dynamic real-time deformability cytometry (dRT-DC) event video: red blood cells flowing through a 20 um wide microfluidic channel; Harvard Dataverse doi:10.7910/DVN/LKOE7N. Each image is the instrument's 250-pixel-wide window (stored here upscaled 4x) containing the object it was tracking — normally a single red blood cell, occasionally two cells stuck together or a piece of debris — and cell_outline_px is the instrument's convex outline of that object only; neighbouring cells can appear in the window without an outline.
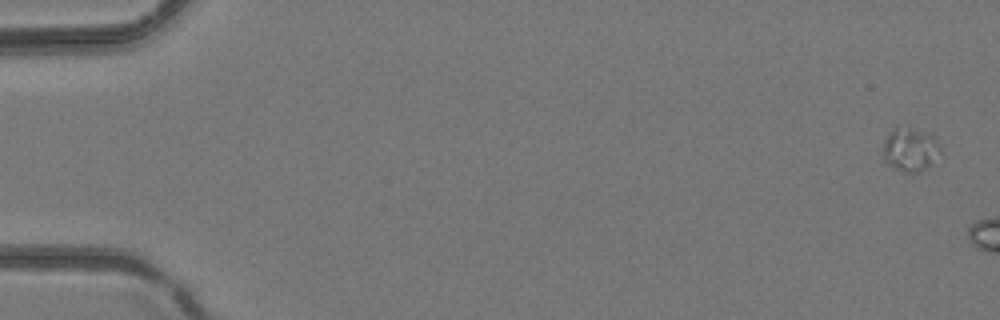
{"species": "common noctule bat (a hibernating species)", "species_latin": "Nyctalus noctula", "temperature_condition": "room temperature", "stored_images_in_passage": 2, "camera_frame_rate_fps": 3000, "um_per_image_px": 0.085, "animal": {"sex": "female", "body_mass_g": 24.6, "forearm_length_mm": 56.2}, "frame": {"image": 1, "passage_image": 1, "time_ms": 0.0, "image_size_px": [1000, 320], "cell_outline_px": [[944, 156], [920, 172], [904, 172], [888, 164], [884, 160], [880, 152], [884, 140], [888, 132], [892, 128], [908, 128], [932, 136], [936, 140]], "centroid_in_image_um": [77.36, 12.75], "position_along_channel_um": 7.6, "area_um2": 14.8}}